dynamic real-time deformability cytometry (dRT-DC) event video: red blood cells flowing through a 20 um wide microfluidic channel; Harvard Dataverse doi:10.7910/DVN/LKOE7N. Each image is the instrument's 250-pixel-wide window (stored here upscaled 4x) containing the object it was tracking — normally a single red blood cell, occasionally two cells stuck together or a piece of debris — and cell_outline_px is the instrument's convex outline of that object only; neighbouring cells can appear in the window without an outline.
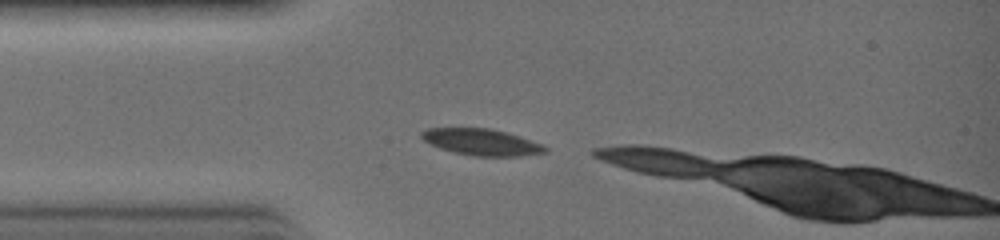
{"species": "common noctule bat (a hibernating species)", "species_latin": "Nyctalus noctula", "temperature_condition": "warm", "stored_images_in_passage": 2, "camera_frame_rate_fps": 3000, "um_per_image_px": 0.085, "animal": {"sex": "female", "body_mass_g": 19.0, "forearm_length_mm": 51.5}, "frame": {"image": 1, "passage_image": 1, "time_ms": 0.0, "image_size_px": [1000, 240], "cell_outline_px": [[548, 152], [520, 156], [472, 156], [452, 152], [440, 148], [424, 140], [420, 136], [420, 132], [428, 128], [488, 128], [508, 132], [520, 136], [540, 144], [548, 148]], "centroid_in_image_um": [40.93, 12.08], "position_along_channel_um": 44.1, "area_um2": 19.07}}